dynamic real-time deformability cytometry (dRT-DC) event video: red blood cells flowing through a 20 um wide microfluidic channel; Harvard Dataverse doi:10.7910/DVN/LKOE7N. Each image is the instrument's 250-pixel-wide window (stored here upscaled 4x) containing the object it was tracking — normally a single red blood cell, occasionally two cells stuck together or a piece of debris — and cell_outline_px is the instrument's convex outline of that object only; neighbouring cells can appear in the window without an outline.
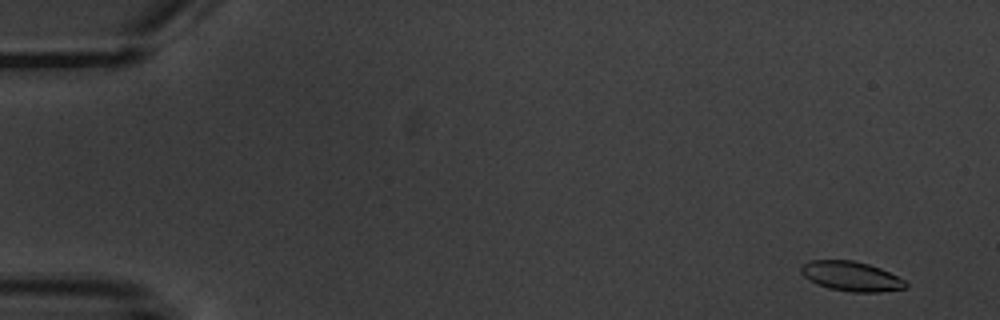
{"species": "common noctule bat (a hibernating species)", "species_latin": "Nyctalus noctula", "temperature_condition": "warm", "stored_images_in_passage": 3, "segment_of_instrument_passage": [2, 2], "camera_frame_rate_fps": 3000, "um_per_image_px": 0.085, "animal": {"sex": "male", "body_mass_g": 20.1, "forearm_length_mm": 53.5}, "frame": {"image": 1, "passage_image": 3, "time_ms": 3.333, "image_size_px": [1000, 320], "cell_outline_px": [[908, 288], [880, 292], [852, 292], [828, 288], [816, 284], [804, 276], [800, 272], [800, 268], [804, 264], [812, 260], [852, 260], [868, 264], [880, 268], [904, 280], [908, 284]], "centroid_in_image_um": [72.36, 23.49], "position_along_channel_um": 12.6, "area_um2": 18.03}}